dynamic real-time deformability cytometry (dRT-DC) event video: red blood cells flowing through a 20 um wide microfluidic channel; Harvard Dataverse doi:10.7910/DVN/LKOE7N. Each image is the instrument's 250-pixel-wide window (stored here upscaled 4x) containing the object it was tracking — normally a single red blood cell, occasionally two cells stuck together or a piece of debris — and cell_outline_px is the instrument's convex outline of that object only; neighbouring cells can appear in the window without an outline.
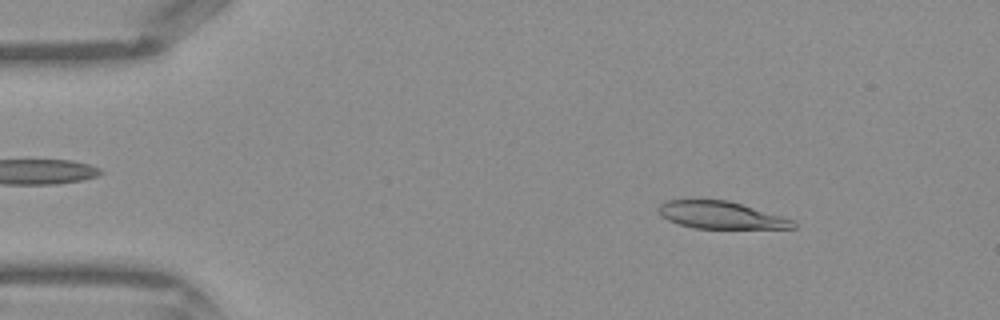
{"species": "Egyptian fruit bat (a non-hibernating species)", "species_latin": "Rousettus aegyptiacus", "temperature_condition": "warm", "stored_images_in_passage": 42, "camera_frame_rate_fps": 3000, "um_per_image_px": 0.085, "frame": {"image": 1, "passage_image": 5, "time_ms": 1.333, "image_size_px": [1000, 320], "cell_outline_px": [[796, 228], [692, 228], [668, 220], [660, 216], [656, 208], [660, 204], [668, 200], [728, 200], [780, 216], [792, 220], [796, 224]], "centroid_in_image_um": [61.2, 18.28], "position_along_channel_um": 23.8, "area_um2": 21.1}}
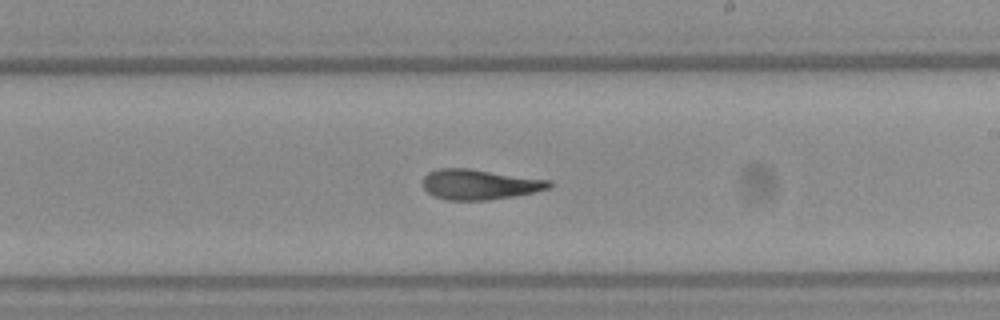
{"frame": {"image": 2, "passage_image": 24, "time_ms": 7.667, "image_size_px": [1000, 320], "cell_outline_px": [[552, 184], [548, 188], [532, 192], [512, 196], [484, 200], [448, 200], [436, 196], [428, 192], [424, 188], [424, 176], [428, 172], [440, 168], [468, 168], [552, 180]], "centroid_in_image_um": [40.76, 15.66], "position_along_channel_um": 248.2, "area_um2": 21.96}}
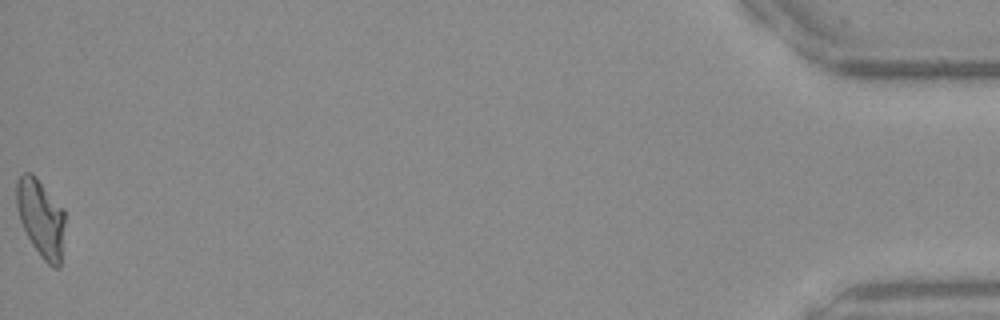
{"frame": {"image": 3, "passage_image": 42, "time_ms": 13.667, "image_size_px": [1000, 320], "cell_outline_px": [[64, 224], [60, 268], [52, 268], [40, 256], [32, 244], [20, 220], [16, 204], [16, 180], [24, 172], [32, 172], [36, 176], [64, 208]], "centroid_in_image_um": [3.47, 18.51], "position_along_channel_um": 431.7, "area_um2": 22.02}}